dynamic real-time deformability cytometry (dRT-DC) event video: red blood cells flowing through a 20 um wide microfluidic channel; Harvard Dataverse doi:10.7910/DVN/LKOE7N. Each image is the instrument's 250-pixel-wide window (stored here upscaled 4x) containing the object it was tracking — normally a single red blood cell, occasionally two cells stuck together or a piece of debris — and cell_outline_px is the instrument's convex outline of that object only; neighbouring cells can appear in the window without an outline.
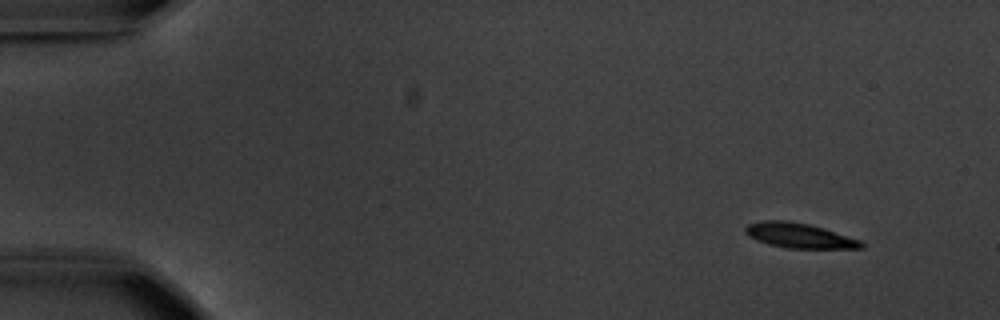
{"species": "common noctule bat (a hibernating species)", "species_latin": "Nyctalus noctula", "temperature_condition": "warm", "stored_images_in_passage": 8, "camera_frame_rate_fps": 3000, "um_per_image_px": 0.085, "animal": {"sex": "male", "body_mass_g": 20.1, "forearm_length_mm": 53.5}, "frame": {"image": 1, "passage_image": 1, "time_ms": 0.0, "image_size_px": [1000, 320], "cell_outline_px": [[864, 248], [788, 248], [768, 244], [756, 240], [748, 236], [744, 232], [744, 228], [748, 224], [764, 220], [788, 220], [808, 224], [824, 228], [860, 240], [864, 244]], "centroid_in_image_um": [67.9, 20.01], "position_along_channel_um": 17.1, "area_um2": 16.82}}
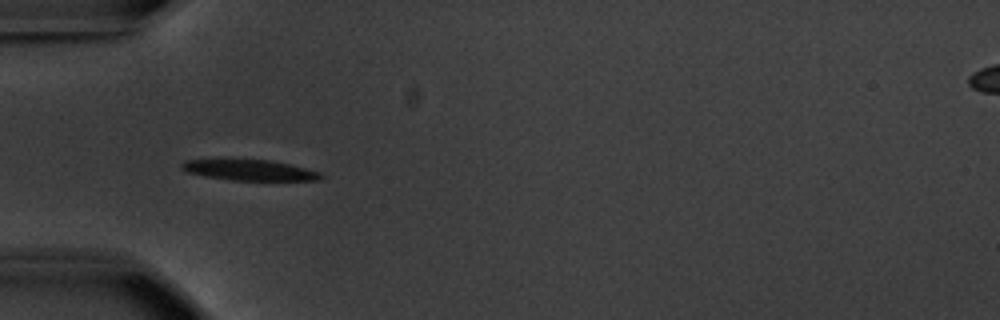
{"frame": {"image": 2, "passage_image": 4, "time_ms": 4.667, "image_size_px": [1000, 320], "cell_outline_px": [[324, 176], [320, 180], [228, 180], [204, 176], [184, 172], [180, 168], [180, 164], [184, 160], [216, 156], [224, 156], [268, 160], [288, 164], [320, 172]], "centroid_in_image_um": [20.99, 14.4], "position_along_channel_um": 64.0, "area_um2": 17.98}}
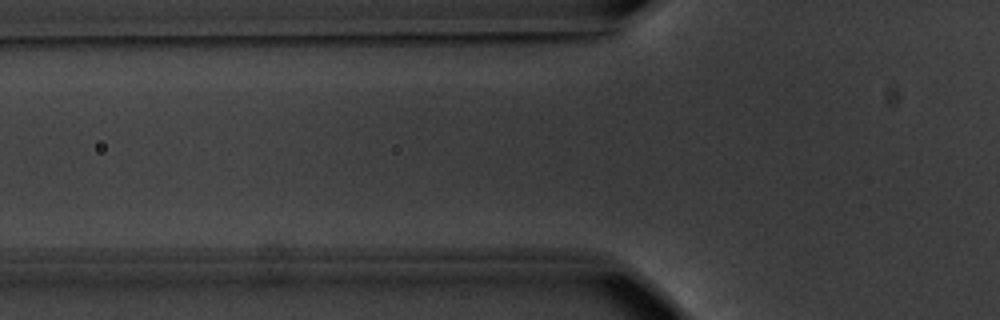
{"frame": {"image": 3, "passage_image": 6, "time_ms": 7.0, "image_size_px": [1000, 320], "cell_outline_px": [[216, 192], [204, 200], [116, 204], [48, 204], [60, 188], [72, 184], [92, 180], [128, 180], [208, 184], [216, 188]], "centroid_in_image_um": [11.1, 16.35], "position_along_channel_um": 114.7, "area_um2": 23.47}}